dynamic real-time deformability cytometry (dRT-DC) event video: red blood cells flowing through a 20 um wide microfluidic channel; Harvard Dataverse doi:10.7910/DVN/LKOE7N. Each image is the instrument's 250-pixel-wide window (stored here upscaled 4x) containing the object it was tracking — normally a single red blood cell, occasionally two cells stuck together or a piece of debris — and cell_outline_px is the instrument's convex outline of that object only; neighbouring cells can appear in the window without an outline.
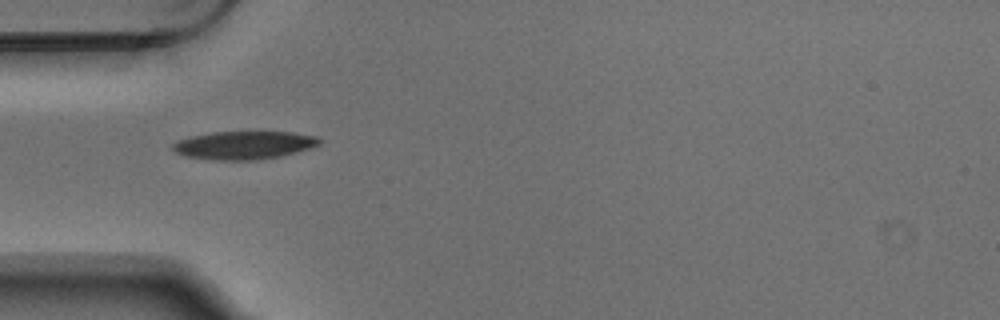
{"species": "Egyptian fruit bat (a non-hibernating species)", "species_latin": "Rousettus aegyptiacus", "temperature_condition": "warm", "stored_images_in_passage": 3, "camera_frame_rate_fps": 3000, "um_per_image_px": 0.085, "animal": {"sex": "male"}, "frame": {"image": 1, "passage_image": 2, "time_ms": 0.333, "image_size_px": [1000, 320], "cell_outline_px": [[320, 144], [312, 148], [280, 156], [256, 160], [208, 160], [184, 156], [176, 152], [172, 148], [172, 144], [180, 140], [192, 136], [212, 132], [292, 132], [316, 136], [320, 140]], "centroid_in_image_um": [20.74, 12.35], "position_along_channel_um": 64.3, "area_um2": 24.04}}
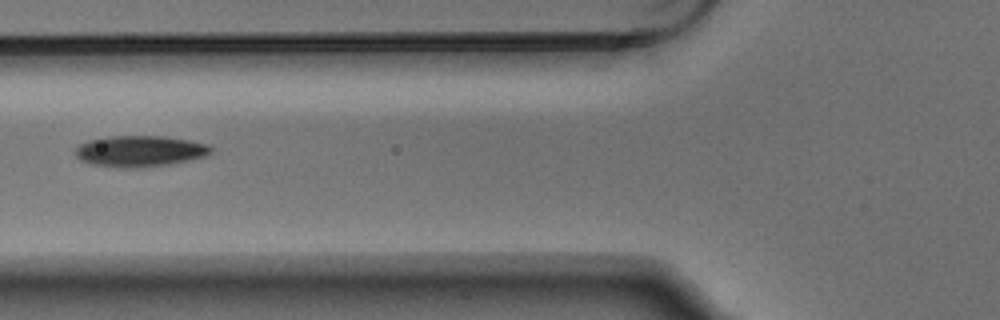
{"frame": {"image": 2, "passage_image": 3, "time_ms": 0.667, "image_size_px": [1000, 320], "cell_outline_px": [[212, 152], [204, 156], [168, 164], [124, 168], [92, 164], [80, 160], [76, 156], [76, 148], [80, 144], [88, 140], [108, 136], [164, 136], [188, 140], [208, 144], [212, 148]], "centroid_in_image_um": [11.86, 12.83], "position_along_channel_um": 113.9, "area_um2": 24.22}}